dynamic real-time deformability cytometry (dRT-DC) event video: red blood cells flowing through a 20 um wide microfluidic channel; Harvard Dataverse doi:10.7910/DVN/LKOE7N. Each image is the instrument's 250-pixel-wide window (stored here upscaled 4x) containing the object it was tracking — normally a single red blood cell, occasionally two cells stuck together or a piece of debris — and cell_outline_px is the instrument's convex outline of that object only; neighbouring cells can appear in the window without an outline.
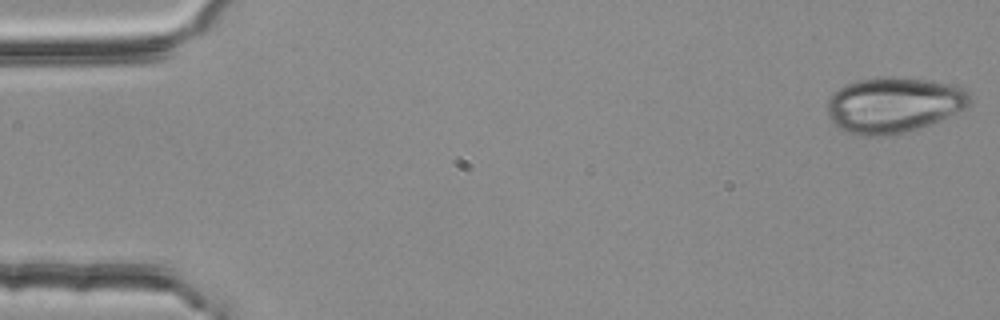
{"species": "common noctule bat (a hibernating species)", "species_latin": "Nyctalus noctula", "temperature_condition": "room temperature", "stored_images_in_passage": 53, "camera_frame_rate_fps": 3000, "um_per_image_px": 0.085, "animal": {"sex": "female", "body_mass_g": 25.1}, "frame": {"image": 1, "passage_image": 1, "time_ms": 0.0, "image_size_px": [1000, 320], "cell_outline_px": [[972, 104], [968, 108], [928, 124], [916, 128], [884, 136], [864, 136], [848, 132], [840, 128], [828, 116], [828, 100], [832, 92], [848, 84], [860, 80], [876, 76], [904, 76], [932, 80], [960, 88], [968, 92], [972, 100]], "centroid_in_image_um": [75.97, 8.89], "position_along_channel_um": 9.0, "area_um2": 46.07}}
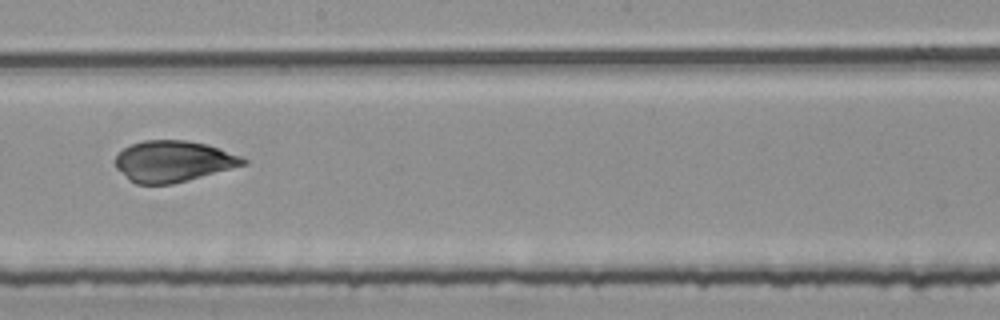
{"frame": {"image": 2, "passage_image": 30, "time_ms": 9.667, "image_size_px": [1000, 320], "cell_outline_px": [[248, 164], [188, 180], [172, 184], [136, 184], [128, 180], [116, 168], [116, 156], [124, 148], [132, 144], [144, 140], [188, 140], [208, 144], [220, 148], [240, 156], [248, 160]], "centroid_in_image_um": [14.74, 13.71], "position_along_channel_um": 233.5, "area_um2": 30.75}}
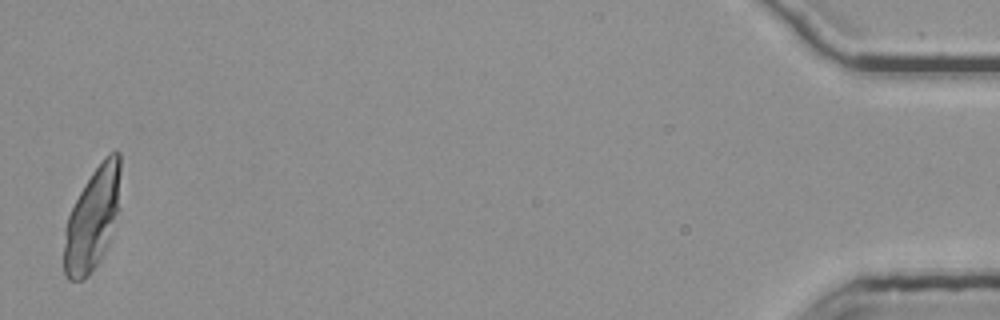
{"frame": {"image": 3, "passage_image": 53, "time_ms": 17.333, "image_size_px": [1000, 320], "cell_outline_px": [[120, 172], [116, 212], [108, 244], [100, 260], [88, 276], [84, 280], [68, 280], [64, 272], [64, 228], [68, 216], [84, 184], [92, 172], [104, 156], [108, 152], [116, 148], [120, 152]], "centroid_in_image_um": [7.83, 18.6], "position_along_channel_um": 427.4, "area_um2": 33.41}}